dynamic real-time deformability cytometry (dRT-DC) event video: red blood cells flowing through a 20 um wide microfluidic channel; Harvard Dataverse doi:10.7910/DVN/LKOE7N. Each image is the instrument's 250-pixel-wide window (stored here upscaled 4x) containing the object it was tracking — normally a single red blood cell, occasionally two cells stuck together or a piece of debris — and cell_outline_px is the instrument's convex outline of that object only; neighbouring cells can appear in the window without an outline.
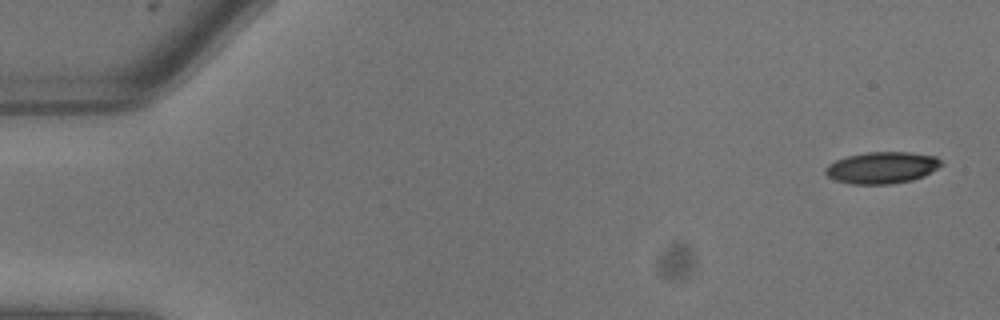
{"species": "common noctule bat (a hibernating species)", "species_latin": "Nyctalus noctula", "temperature_condition": "warm", "stored_images_in_passage": 8, "camera_frame_rate_fps": 3000, "um_per_image_px": 0.085, "animal": {"sex": "male", "body_mass_g": 13.3}, "frame": {"image": 1, "passage_image": 1, "time_ms": 0.0, "image_size_px": [1000, 320], "cell_outline_px": [[940, 164], [936, 168], [924, 176], [912, 180], [888, 184], [852, 184], [836, 180], [828, 176], [824, 172], [824, 168], [828, 164], [836, 160], [848, 156], [868, 152], [912, 152], [936, 156], [940, 160]], "centroid_in_image_um": [74.94, 14.25], "position_along_channel_um": 10.1, "area_um2": 21.21}}
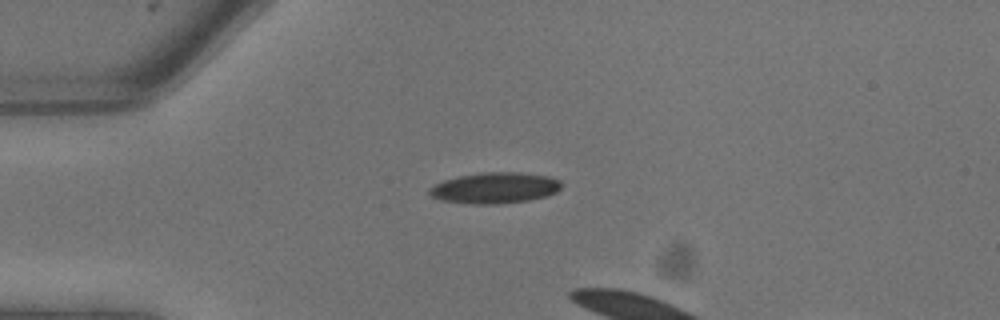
{"frame": {"image": 2, "passage_image": 6, "time_ms": 1.667, "image_size_px": [1000, 320], "cell_outline_px": [[560, 188], [556, 192], [548, 196], [528, 200], [500, 204], [472, 204], [440, 200], [432, 196], [428, 192], [428, 188], [444, 180], [460, 176], [480, 172], [520, 172], [548, 176], [560, 180]], "centroid_in_image_um": [42.06, 15.97], "position_along_channel_um": 42.9, "area_um2": 23.87}}